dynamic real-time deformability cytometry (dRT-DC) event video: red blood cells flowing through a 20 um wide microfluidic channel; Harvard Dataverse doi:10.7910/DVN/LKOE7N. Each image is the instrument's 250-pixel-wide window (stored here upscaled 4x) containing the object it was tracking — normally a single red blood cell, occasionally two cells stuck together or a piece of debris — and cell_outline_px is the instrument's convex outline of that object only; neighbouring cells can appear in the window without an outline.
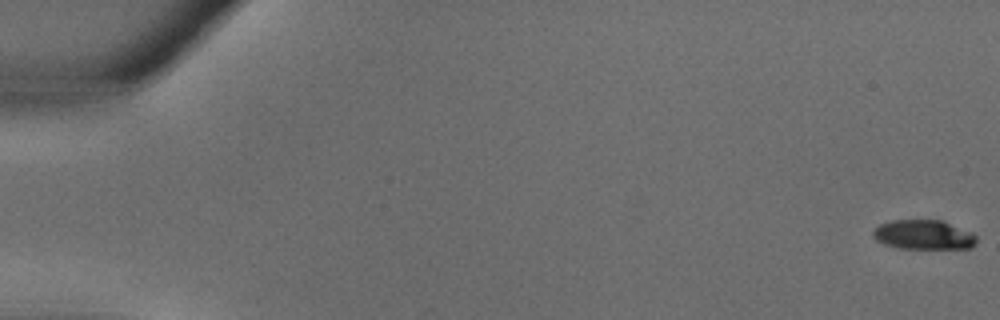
{"species": "common noctule bat (a hibernating species)", "species_latin": "Nyctalus noctula", "temperature_condition": "warm", "stored_images_in_passage": 36, "camera_frame_rate_fps": 3000, "um_per_image_px": 0.085, "animal": {"sex": "male", "body_mass_g": 18.8}, "frame": {"image": 1, "passage_image": 1, "time_ms": 0.0, "image_size_px": [1000, 320], "cell_outline_px": [[976, 244], [972, 248], [896, 248], [884, 244], [876, 240], [872, 236], [872, 232], [880, 224], [892, 220], [940, 220], [972, 232], [976, 236]], "centroid_in_image_um": [78.49, 19.96], "position_along_channel_um": 6.5, "area_um2": 17.74}}
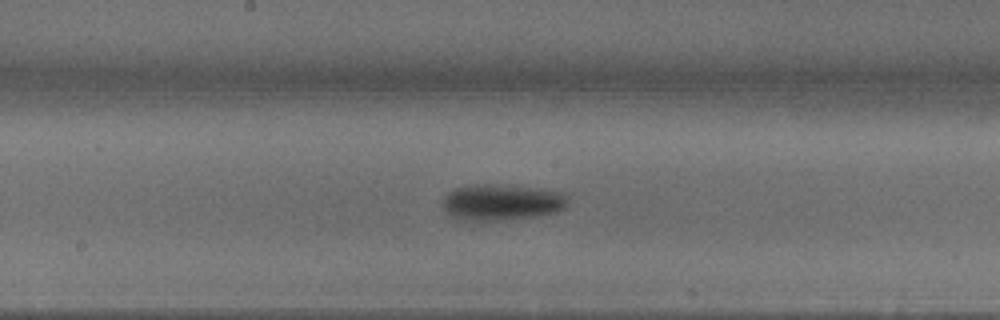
{"frame": {"image": 2, "passage_image": 20, "time_ms": 6.333, "image_size_px": [1000, 320], "cell_outline_px": [[568, 204], [564, 208], [556, 212], [536, 216], [492, 220], [460, 220], [452, 216], [444, 208], [444, 196], [448, 192], [456, 188], [472, 184], [496, 184], [568, 192]], "centroid_in_image_um": [42.68, 17.17], "position_along_channel_um": 205.5, "area_um2": 26.24}}
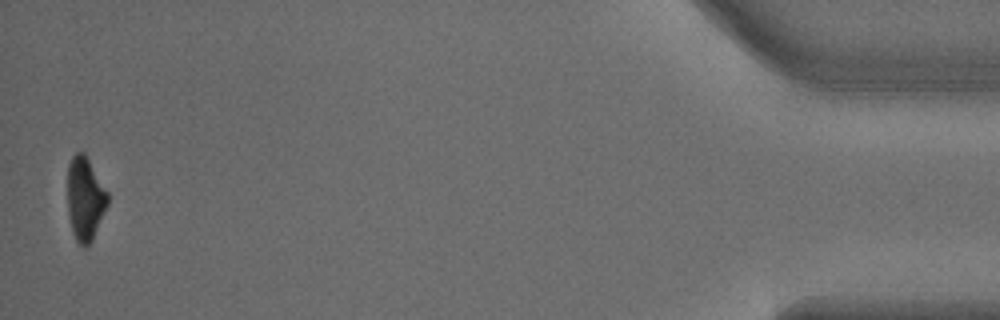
{"frame": {"image": 3, "passage_image": 36, "time_ms": 11.667, "image_size_px": [1000, 320], "cell_outline_px": [[108, 204], [92, 240], [88, 248], [84, 248], [76, 240], [72, 232], [68, 216], [68, 164], [72, 156], [76, 152], [84, 152], [108, 192]], "centroid_in_image_um": [7.23, 16.91], "position_along_channel_um": 428.0, "area_um2": 19.59}}